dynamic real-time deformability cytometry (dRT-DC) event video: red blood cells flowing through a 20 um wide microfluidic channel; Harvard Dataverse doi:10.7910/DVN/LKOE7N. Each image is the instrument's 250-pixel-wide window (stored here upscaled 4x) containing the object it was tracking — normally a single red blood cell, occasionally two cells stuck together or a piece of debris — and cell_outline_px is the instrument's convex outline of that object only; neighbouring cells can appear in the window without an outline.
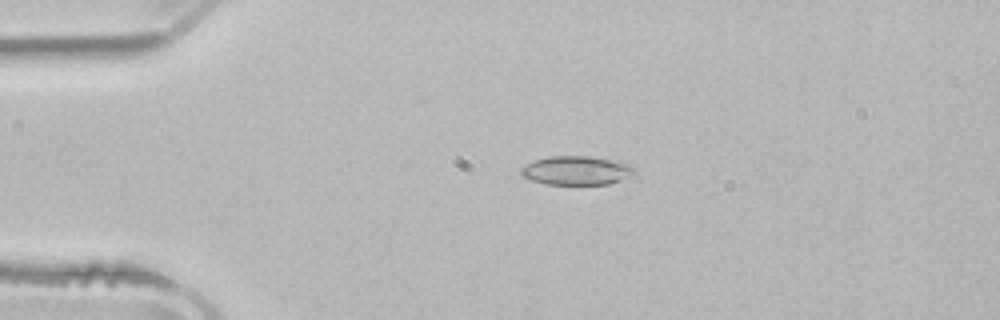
{"species": "common noctule bat (a hibernating species)", "species_latin": "Nyctalus noctula", "temperature_condition": "room temperature", "stored_images_in_passage": 5, "camera_frame_rate_fps": 3000, "um_per_image_px": 0.085, "animal": {"sex": "male", "body_mass_g": 21.5, "forearm_length_mm": 52.0}, "frame": {"image": 1, "passage_image": 3, "time_ms": 3.0, "image_size_px": [1000, 320], "cell_outline_px": [[636, 172], [620, 180], [608, 184], [544, 184], [532, 180], [524, 176], [520, 172], [520, 168], [536, 160], [548, 156], [588, 156], [620, 160], [628, 164]], "centroid_in_image_um": [49.01, 14.48], "position_along_channel_um": 36.0, "area_um2": 18.96}}
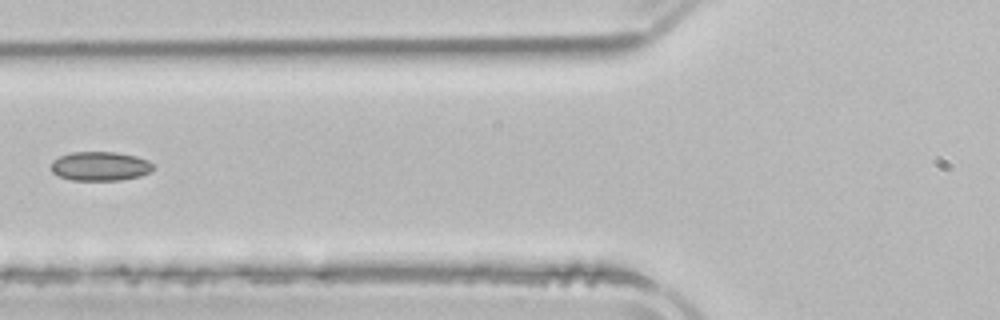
{"frame": {"image": 2, "passage_image": 5, "time_ms": 6.0, "image_size_px": [1000, 320], "cell_outline_px": [[152, 168], [148, 172], [140, 176], [120, 180], [72, 180], [60, 176], [52, 172], [52, 160], [60, 156], [72, 152], [116, 152], [136, 156], [148, 160], [152, 164]], "centroid_in_image_um": [8.5, 14.12], "position_along_channel_um": 117.3, "area_um2": 17.17}}